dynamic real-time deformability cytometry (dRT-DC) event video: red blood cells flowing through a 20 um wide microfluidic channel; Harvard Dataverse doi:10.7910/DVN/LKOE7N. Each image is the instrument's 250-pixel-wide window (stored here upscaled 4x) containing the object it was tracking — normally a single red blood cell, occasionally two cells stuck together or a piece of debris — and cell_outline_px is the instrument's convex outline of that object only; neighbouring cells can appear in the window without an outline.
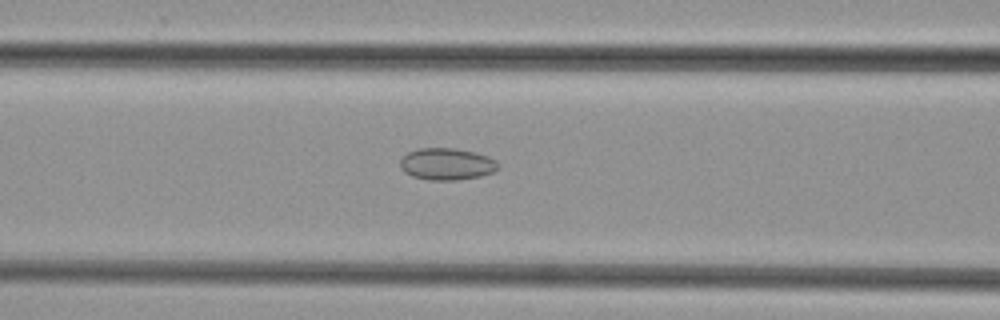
{"species": "common noctule bat (a hibernating species)", "species_latin": "Nyctalus noctula", "temperature_condition": "cold", "stored_images_in_passage": 42, "camera_frame_rate_fps": 3000, "um_per_image_px": 0.085, "animal": {"sex": "female", "body_mass_g": 29.2, "forearm_length_mm": 56.3}, "frame": {"image": 1, "passage_image": 15, "time_ms": 4.667, "image_size_px": [1000, 320], "cell_outline_px": [[500, 168], [492, 172], [480, 176], [460, 180], [428, 180], [412, 176], [404, 172], [400, 168], [400, 160], [408, 152], [420, 148], [452, 148], [476, 152], [488, 156], [496, 160], [500, 164]], "centroid_in_image_um": [37.99, 13.95], "position_along_channel_um": 128.6, "area_um2": 18.38}}
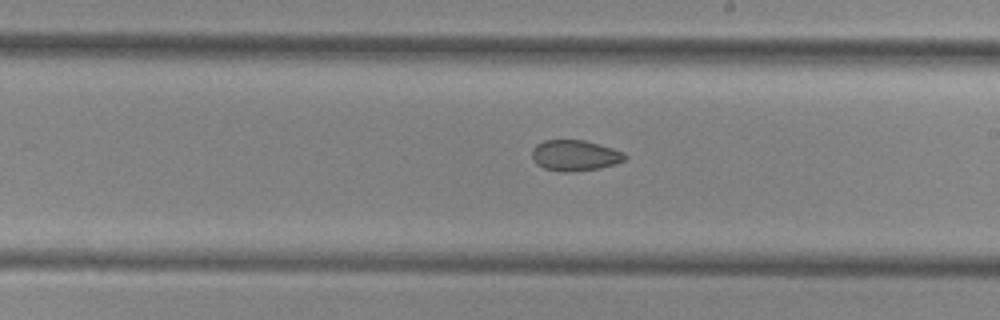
{"frame": {"image": 2, "passage_image": 23, "time_ms": 7.333, "image_size_px": [1000, 320], "cell_outline_px": [[628, 156], [624, 160], [600, 168], [572, 172], [560, 172], [544, 168], [536, 164], [532, 156], [532, 148], [536, 144], [544, 140], [584, 140], [612, 148], [624, 152]], "centroid_in_image_um": [48.84, 13.21], "position_along_channel_um": 240.2, "area_um2": 16.7}}
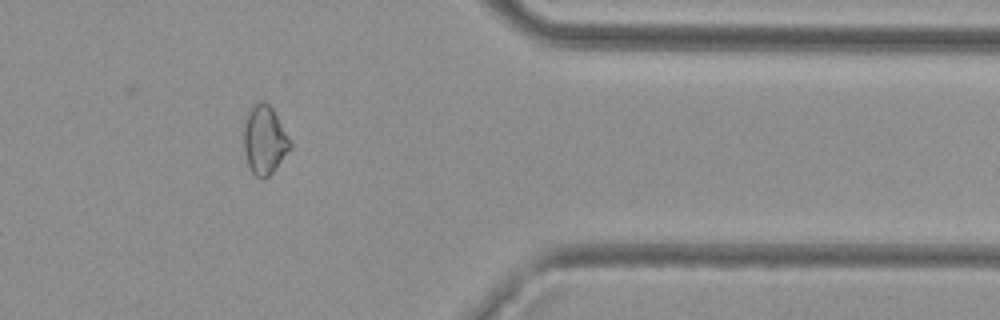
{"frame": {"image": 3, "passage_image": 35, "time_ms": 11.333, "image_size_px": [1000, 320], "cell_outline_px": [[292, 148], [276, 168], [268, 176], [256, 176], [252, 172], [248, 164], [244, 152], [244, 124], [248, 112], [256, 100], [260, 100], [268, 104], [272, 108], [292, 144]], "centroid_in_image_um": [22.48, 11.88], "position_along_channel_um": 388.9, "area_um2": 18.32}}